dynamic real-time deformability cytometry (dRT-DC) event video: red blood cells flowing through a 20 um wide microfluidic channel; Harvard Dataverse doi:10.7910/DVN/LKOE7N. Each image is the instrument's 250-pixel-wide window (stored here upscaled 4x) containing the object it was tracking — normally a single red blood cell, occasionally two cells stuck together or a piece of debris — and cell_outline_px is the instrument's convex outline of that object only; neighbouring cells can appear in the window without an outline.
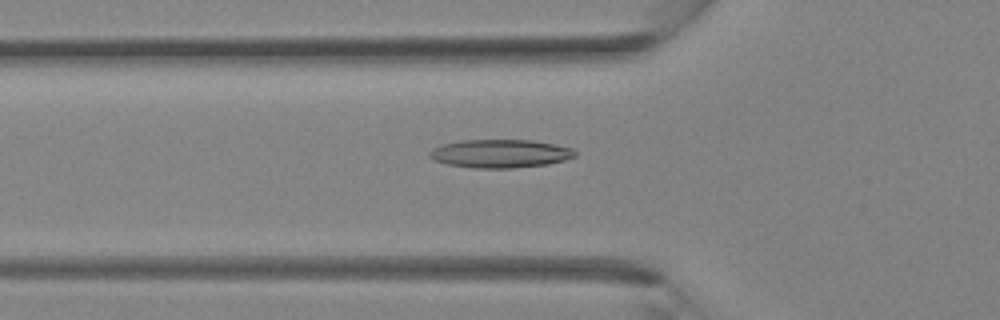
{"species": "Egyptian fruit bat (a non-hibernating species)", "species_latin": "Rousettus aegyptiacus", "temperature_condition": "room temperature", "stored_images_in_passage": 34, "camera_frame_rate_fps": 3000, "um_per_image_px": 0.085, "animal": {"sex": "female"}, "frame": {"image": 1, "passage_image": 13, "time_ms": 4.0, "image_size_px": [1000, 320], "cell_outline_px": [[576, 156], [564, 160], [548, 164], [512, 168], [472, 168], [448, 164], [436, 160], [428, 156], [428, 152], [432, 148], [440, 144], [460, 140], [532, 140], [572, 148], [576, 152]], "centroid_in_image_um": [42.48, 13.05], "position_along_channel_um": 83.3, "area_um2": 24.04}}
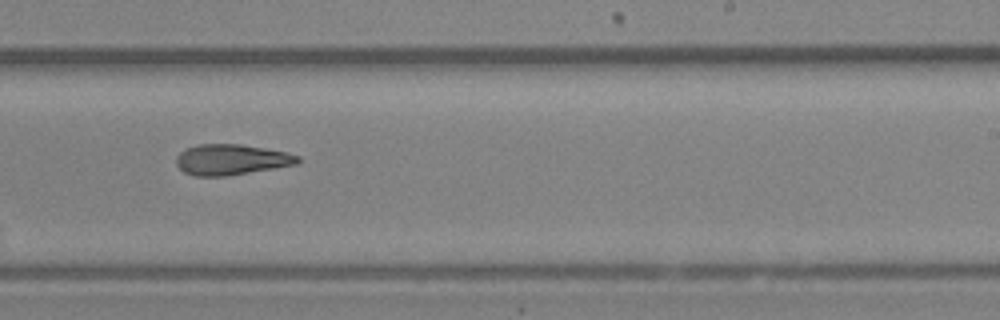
{"frame": {"image": 2, "passage_image": 23, "time_ms": 7.333, "image_size_px": [1000, 320], "cell_outline_px": [[300, 160], [296, 164], [224, 176], [196, 176], [184, 172], [176, 164], [176, 156], [184, 148], [196, 144], [240, 144], [264, 148], [284, 152], [300, 156]], "centroid_in_image_um": [19.6, 13.55], "position_along_channel_um": 269.4, "area_um2": 21.5}}
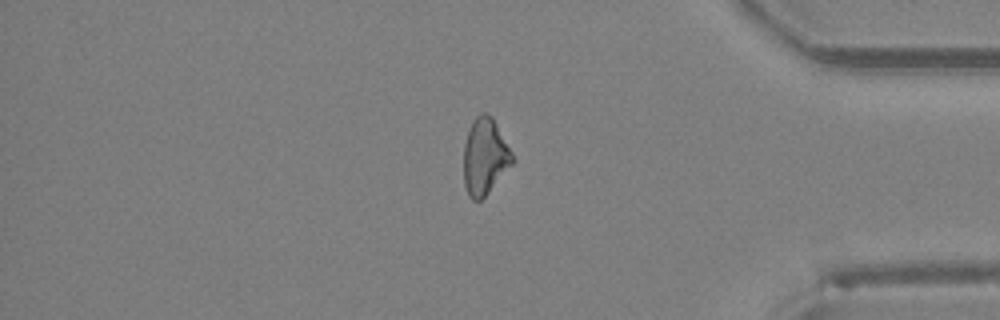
{"frame": {"image": 3, "passage_image": 31, "time_ms": 10.0, "image_size_px": [1000, 320], "cell_outline_px": [[516, 160], [484, 196], [480, 200], [472, 200], [468, 196], [464, 184], [464, 144], [472, 120], [480, 112], [488, 112], [492, 116], [512, 152]], "centroid_in_image_um": [41.21, 13.27], "position_along_channel_um": 394.0, "area_um2": 21.68}}